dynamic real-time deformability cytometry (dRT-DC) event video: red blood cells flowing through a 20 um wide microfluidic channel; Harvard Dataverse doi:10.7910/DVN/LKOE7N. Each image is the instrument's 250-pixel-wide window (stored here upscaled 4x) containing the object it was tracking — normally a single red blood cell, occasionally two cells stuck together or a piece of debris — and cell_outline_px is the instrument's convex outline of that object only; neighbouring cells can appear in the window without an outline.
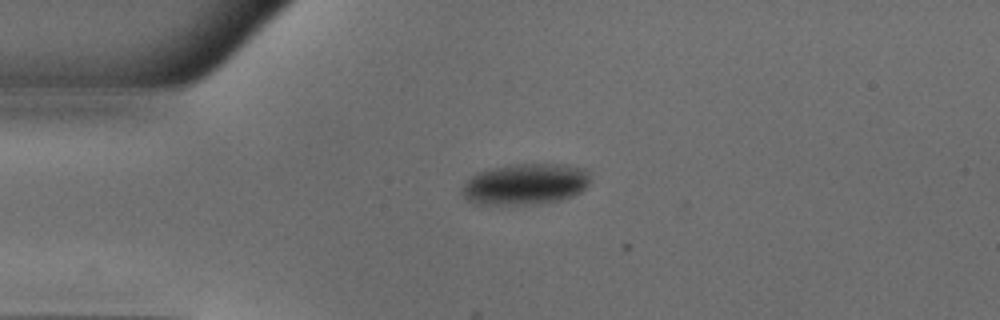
{"species": "common noctule bat (a hibernating species)", "species_latin": "Nyctalus noctula", "temperature_condition": "warm", "stored_images_in_passage": 3, "camera_frame_rate_fps": 3000, "um_per_image_px": 0.085, "animal": {"sex": "male", "body_mass_g": 18.8}, "frame": {"image": 1, "passage_image": 2, "time_ms": 0.333, "image_size_px": [1000, 320], "cell_outline_px": [[588, 184], [580, 192], [572, 196], [560, 200], [536, 204], [476, 204], [468, 200], [460, 192], [460, 188], [464, 180], [476, 172], [488, 168], [512, 164], [564, 164], [588, 168]], "centroid_in_image_um": [44.6, 15.63], "position_along_channel_um": 40.4, "area_um2": 31.21}}